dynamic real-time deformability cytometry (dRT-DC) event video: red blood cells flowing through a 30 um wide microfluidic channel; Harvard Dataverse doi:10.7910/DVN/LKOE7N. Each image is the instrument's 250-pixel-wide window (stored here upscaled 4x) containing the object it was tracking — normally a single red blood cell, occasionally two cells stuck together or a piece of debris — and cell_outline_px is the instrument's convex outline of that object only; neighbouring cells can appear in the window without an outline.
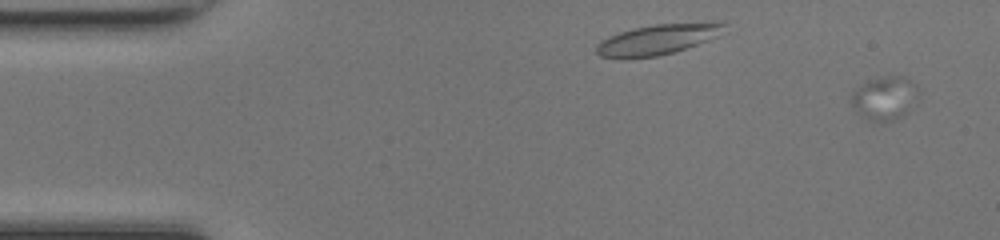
{"species": "common noctule bat (a hibernating species)", "species_latin": "Nyctalus noctula", "temperature_condition": "room temperature", "stored_images_in_passage": 43, "camera_frame_rate_fps": 3000, "um_per_image_px": 0.085, "animal": {"sex": "female", "body_mass_g": 17.0, "forearm_length_mm": 48.0}, "frame": {"image": 1, "passage_image": 4, "time_ms": 1.0, "image_size_px": [1000, 240], "cell_outline_px": [[920, 100], [908, 112], [896, 120], [872, 124], [852, 108], [848, 100], [852, 92], [864, 84], [872, 80], [884, 76], [904, 76], [916, 84], [920, 92]], "centroid_in_image_um": [75.23, 8.39], "position_along_channel_um": 9.8, "area_um2": 17.8}}
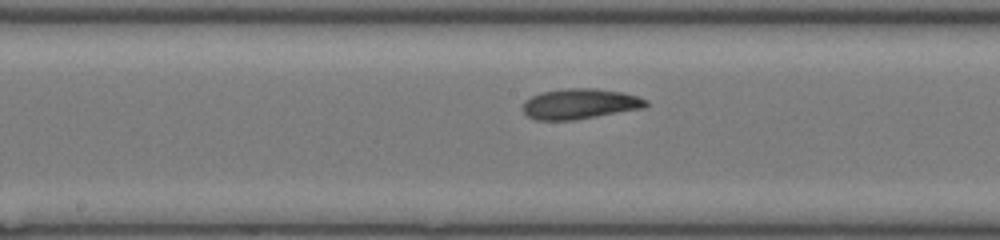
{"frame": {"image": 2, "passage_image": 20, "time_ms": 6.333, "image_size_px": [1000, 240], "cell_outline_px": [[648, 104], [644, 108], [572, 120], [536, 120], [528, 116], [524, 112], [524, 100], [540, 92], [568, 88], [596, 88], [624, 92], [648, 100]], "centroid_in_image_um": [49.3, 8.82], "position_along_channel_um": 198.9, "area_um2": 21.73}}
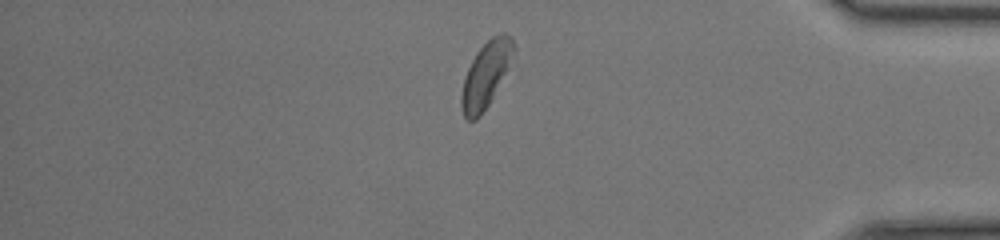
{"frame": {"image": 3, "passage_image": 36, "time_ms": 11.667, "image_size_px": [1000, 240], "cell_outline_px": [[516, 48], [508, 68], [492, 100], [480, 116], [476, 120], [468, 120], [464, 116], [460, 108], [460, 96], [464, 76], [476, 52], [492, 36], [500, 32], [504, 32], [512, 36]], "centroid_in_image_um": [41.3, 6.34], "position_along_channel_um": 393.9, "area_um2": 20.23}, "authors_computed_cell_mechanics": {"area_um2": 20.5768, "velocity_mm_per_s": 4.2459, "shape_relaxation_time_tau1_ms": 4.6559, "shape_relaxation_time_tau2_ms": 2.5717, "deformation_change_tau1": 0.1208, "deformation_change_tau2": 0.0668}}